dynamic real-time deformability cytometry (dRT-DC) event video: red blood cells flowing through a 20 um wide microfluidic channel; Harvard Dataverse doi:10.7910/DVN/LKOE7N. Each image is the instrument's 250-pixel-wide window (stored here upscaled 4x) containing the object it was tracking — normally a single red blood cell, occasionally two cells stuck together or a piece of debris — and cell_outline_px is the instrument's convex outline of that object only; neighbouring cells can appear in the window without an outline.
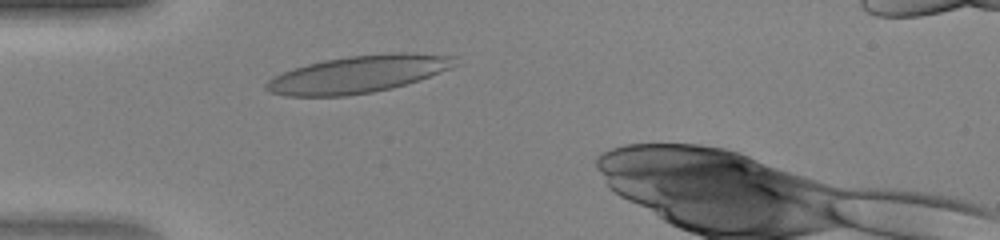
{"species": "human", "species_latin": "Homo sapiens", "temperature_condition": "warm", "stored_images_in_passage": 29, "camera_frame_rate_fps": 3000, "um_per_image_px": 0.085, "donor": {"sex": "female"}, "frame": {"image": 1, "passage_image": 3, "time_ms": 0.667, "image_size_px": [1000, 240], "cell_outline_px": [[460, 64], [452, 68], [392, 88], [372, 92], [344, 96], [288, 96], [272, 92], [264, 88], [264, 84], [268, 80], [284, 72], [308, 64], [324, 60], [348, 56], [400, 52], [404, 52], [456, 56]], "centroid_in_image_um": [30.49, 6.3], "position_along_channel_um": 54.5, "area_um2": 40.58}}
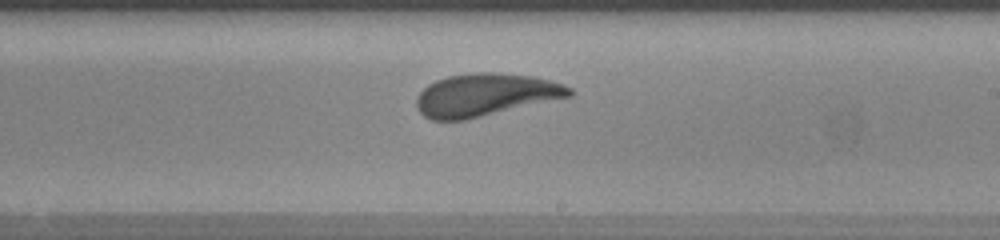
{"frame": {"image": 2, "passage_image": 17, "time_ms": 5.333, "image_size_px": [1000, 240], "cell_outline_px": [[572, 96], [464, 120], [432, 120], [424, 116], [416, 108], [416, 96], [428, 84], [436, 80], [448, 76], [476, 72], [492, 72], [532, 76], [548, 80], [572, 88]], "centroid_in_image_um": [41.21, 8.06], "position_along_channel_um": 247.8, "area_um2": 37.74}}
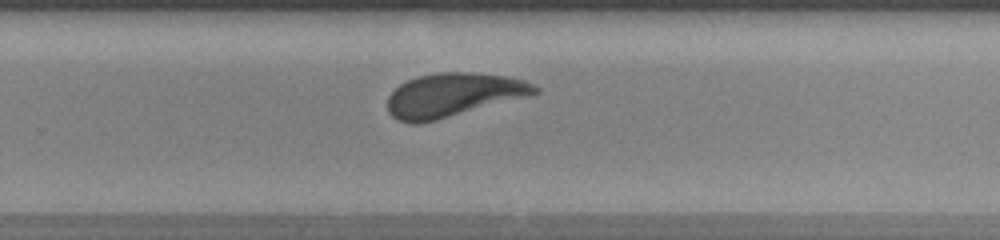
{"frame": {"image": 3, "passage_image": 20, "time_ms": 6.333, "image_size_px": [1000, 240], "cell_outline_px": [[540, 92], [532, 96], [436, 120], [416, 124], [408, 124], [396, 120], [388, 112], [388, 96], [400, 84], [408, 80], [420, 76], [440, 72], [468, 72], [504, 76], [524, 80], [540, 88]], "centroid_in_image_um": [38.54, 8.09], "position_along_channel_um": 291.3, "area_um2": 37.63}}